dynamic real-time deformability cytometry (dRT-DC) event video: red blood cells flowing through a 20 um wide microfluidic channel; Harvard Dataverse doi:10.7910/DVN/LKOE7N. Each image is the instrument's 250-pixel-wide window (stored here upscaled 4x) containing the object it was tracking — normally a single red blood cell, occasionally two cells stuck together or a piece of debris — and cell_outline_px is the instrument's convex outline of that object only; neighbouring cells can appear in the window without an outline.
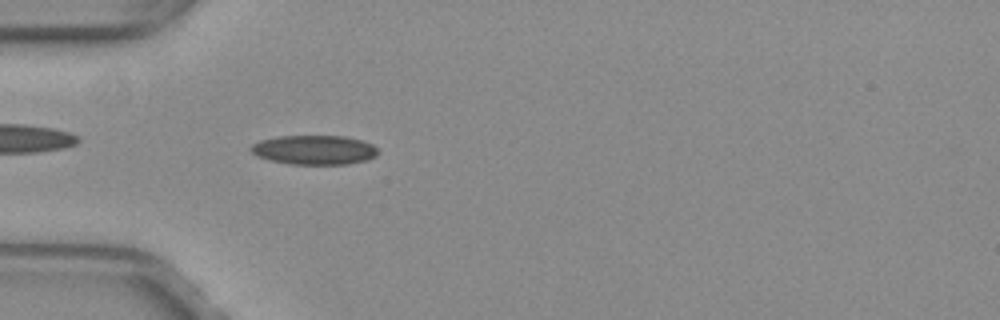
{"species": "common noctule bat (a hibernating species)", "species_latin": "Nyctalus noctula", "temperature_condition": "warm", "stored_images_in_passage": 39, "camera_frame_rate_fps": 3000, "um_per_image_px": 0.085, "animal": {"sex": "female", "body_mass_g": 29.2, "forearm_length_mm": 56.3}, "frame": {"image": 1, "passage_image": 3, "time_ms": 0.667, "image_size_px": [1000, 320], "cell_outline_px": [[380, 152], [376, 156], [368, 160], [348, 164], [292, 164], [268, 160], [256, 156], [248, 148], [252, 144], [260, 140], [276, 136], [344, 136], [364, 140], [372, 144]], "centroid_in_image_um": [26.72, 12.74], "position_along_channel_um": 58.3, "area_um2": 22.02}}
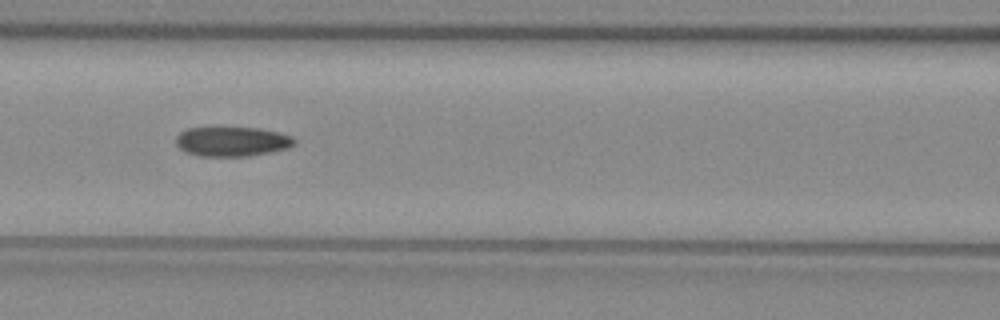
{"frame": {"image": 2, "passage_image": 10, "time_ms": 3.0, "image_size_px": [1000, 320], "cell_outline_px": [[296, 144], [288, 148], [248, 156], [200, 156], [188, 152], [180, 148], [176, 144], [176, 136], [180, 132], [188, 128], [216, 124], [260, 128], [292, 136], [296, 140]], "centroid_in_image_um": [19.69, 11.96], "position_along_channel_um": 146.9, "area_um2": 21.27}}
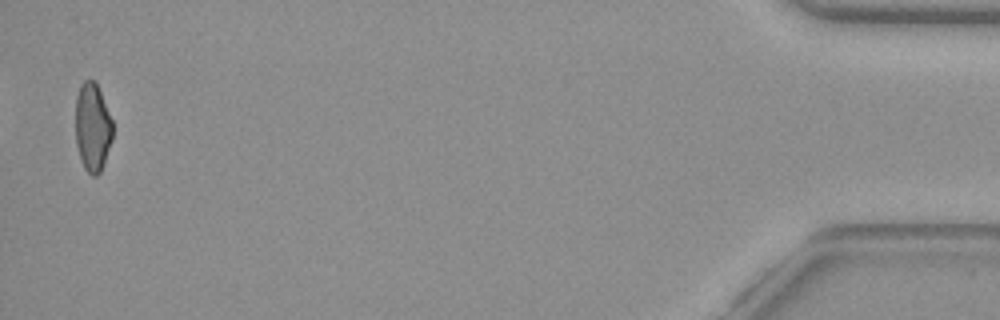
{"frame": {"image": 3, "passage_image": 38, "time_ms": 12.333, "image_size_px": [1000, 320], "cell_outline_px": [[112, 140], [100, 172], [96, 176], [92, 176], [84, 168], [80, 160], [76, 144], [76, 96], [80, 84], [84, 80], [96, 80], [112, 120]], "centroid_in_image_um": [7.86, 10.79], "position_along_channel_um": 427.3, "area_um2": 19.25}, "authors_computed_cell_mechanics": {"area_um2": 20.808, "velocity_mm_per_s": 3.9994, "shape_relaxation_time_tau1_ms": null, "shape_relaxation_time_tau2_ms": 4.193, "deformation_change_tau1": null, "deformation_change_tau2": 0.1183}}